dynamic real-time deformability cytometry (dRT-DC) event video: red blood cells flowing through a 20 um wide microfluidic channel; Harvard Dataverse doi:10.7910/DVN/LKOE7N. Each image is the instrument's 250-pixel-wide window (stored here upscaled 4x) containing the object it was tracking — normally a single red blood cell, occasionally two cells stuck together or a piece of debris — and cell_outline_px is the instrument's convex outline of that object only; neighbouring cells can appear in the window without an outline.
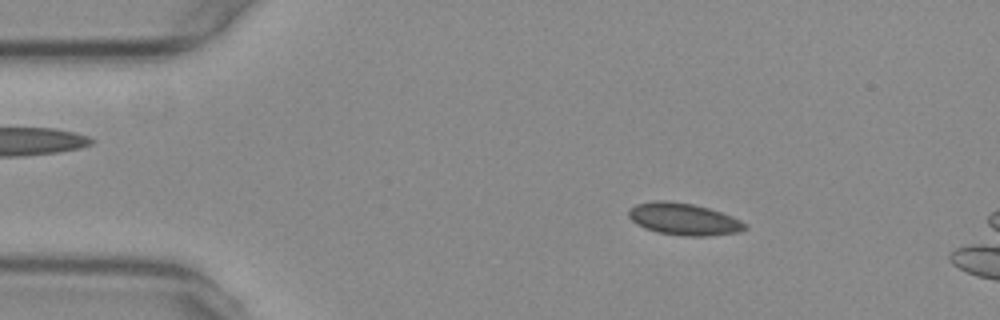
{"species": "common noctule bat (a hibernating species)", "species_latin": "Nyctalus noctula", "temperature_condition": "warm", "stored_images_in_passage": 49, "camera_frame_rate_fps": 3000, "um_per_image_px": 0.085, "animal": {"sex": "female", "body_mass_g": 29.2, "forearm_length_mm": 56.3}, "frame": {"image": 1, "passage_image": 4, "time_ms": 1.0, "image_size_px": [1000, 320], "cell_outline_px": [[748, 228], [740, 232], [708, 236], [684, 236], [656, 232], [644, 228], [636, 224], [628, 216], [628, 212], [636, 204], [656, 200], [664, 200], [692, 204], [708, 208], [732, 216], [748, 224]], "centroid_in_image_um": [58.14, 18.64], "position_along_channel_um": 26.9, "area_um2": 21.73}}
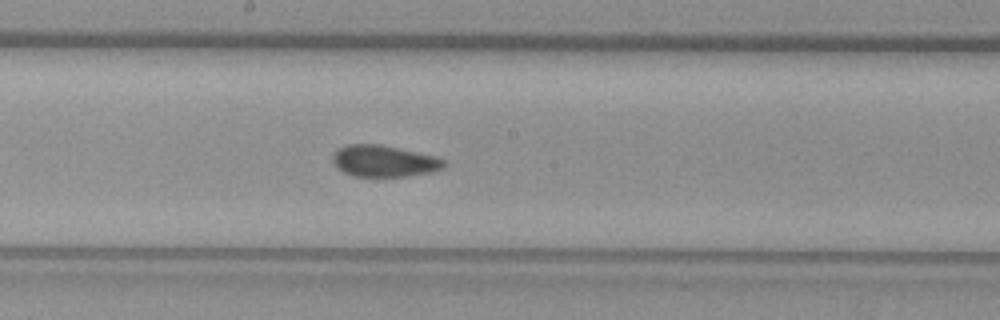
{"frame": {"image": 2, "passage_image": 24, "time_ms": 7.667, "image_size_px": [1000, 320], "cell_outline_px": [[444, 168], [432, 172], [408, 176], [352, 176], [336, 168], [332, 160], [332, 156], [340, 148], [348, 144], [380, 144], [436, 156], [444, 160]], "centroid_in_image_um": [32.64, 13.69], "position_along_channel_um": 215.6, "area_um2": 20.4}}
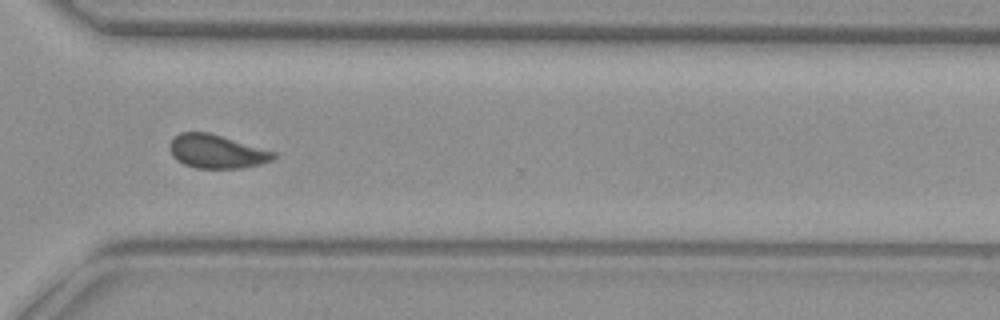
{"frame": {"image": 3, "passage_image": 35, "time_ms": 11.333, "image_size_px": [1000, 320], "cell_outline_px": [[276, 156], [272, 160], [264, 164], [240, 168], [196, 168], [184, 164], [176, 160], [172, 156], [168, 148], [168, 144], [180, 132], [208, 132], [276, 152]], "centroid_in_image_um": [18.4, 12.88], "position_along_channel_um": 352.2, "area_um2": 20.4}, "authors_computed_cell_mechanics": {"area_um2": 20.9236, "velocity_mm_per_s": 3.7242, "shape_relaxation_time_tau1_ms": null, "shape_relaxation_time_tau2_ms": 1.2287, "deformation_change_tau1": null, "deformation_change_tau2": 0.0479}}